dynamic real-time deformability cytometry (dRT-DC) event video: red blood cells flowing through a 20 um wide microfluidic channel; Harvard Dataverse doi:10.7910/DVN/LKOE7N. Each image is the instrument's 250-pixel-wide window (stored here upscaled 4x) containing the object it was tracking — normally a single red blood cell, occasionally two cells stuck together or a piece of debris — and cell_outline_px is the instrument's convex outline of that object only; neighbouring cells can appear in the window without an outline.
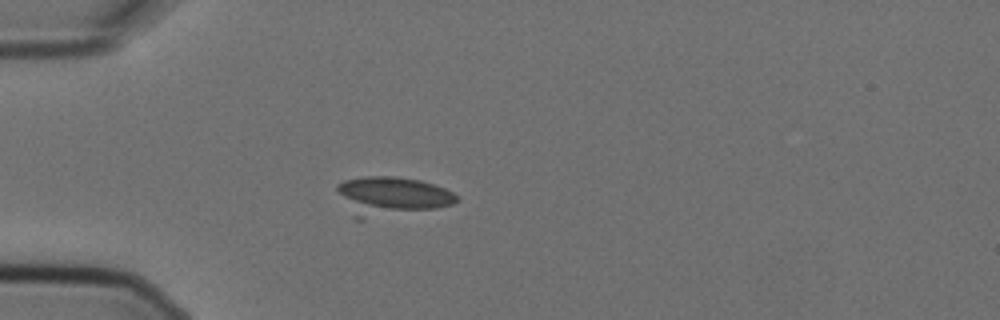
{"species": "Egyptian fruit bat (a non-hibernating species)", "species_latin": "Rousettus aegyptiacus", "temperature_condition": "cold", "stored_images_in_passage": 9, "camera_frame_rate_fps": 3000, "um_per_image_px": 0.085, "animal": {"sex": "female"}, "frame": {"image": 1, "passage_image": 3, "time_ms": 0.667, "image_size_px": [1000, 320], "cell_outline_px": [[460, 200], [452, 204], [436, 208], [364, 220], [356, 220], [352, 216], [336, 188], [336, 184], [344, 180], [364, 176], [396, 176], [420, 180], [444, 188], [460, 196]], "centroid_in_image_um": [33.26, 16.68], "position_along_channel_um": 51.7, "area_um2": 27.28}}
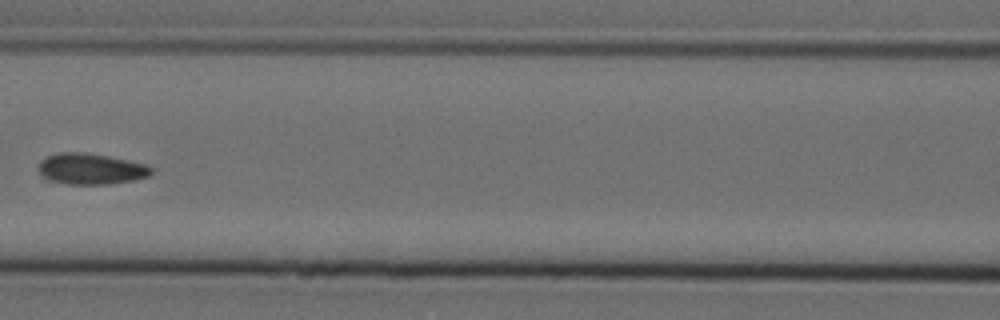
{"frame": {"image": 2, "passage_image": 6, "time_ms": 1.667, "image_size_px": [1000, 320], "cell_outline_px": [[152, 172], [148, 176], [132, 180], [108, 184], [64, 184], [48, 180], [40, 172], [40, 160], [48, 156], [60, 152], [84, 152], [108, 156], [148, 164], [152, 168]], "centroid_in_image_um": [7.74, 14.35], "position_along_channel_um": 158.9, "area_um2": 20.29}}
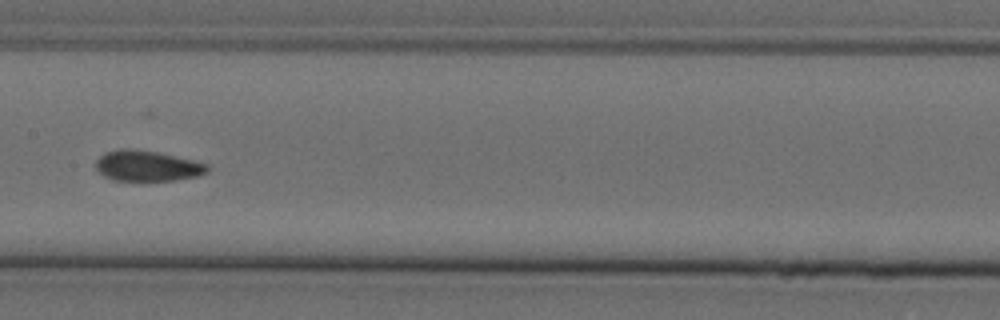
{"frame": {"image": 3, "passage_image": 7, "time_ms": 2.0, "image_size_px": [1000, 320], "cell_outline_px": [[208, 172], [196, 176], [176, 180], [140, 184], [112, 180], [104, 176], [96, 168], [96, 160], [104, 152], [120, 148], [128, 148], [156, 152], [192, 160], [208, 164]], "centroid_in_image_um": [12.47, 14.15], "position_along_channel_um": 194.9, "area_um2": 20.63}}